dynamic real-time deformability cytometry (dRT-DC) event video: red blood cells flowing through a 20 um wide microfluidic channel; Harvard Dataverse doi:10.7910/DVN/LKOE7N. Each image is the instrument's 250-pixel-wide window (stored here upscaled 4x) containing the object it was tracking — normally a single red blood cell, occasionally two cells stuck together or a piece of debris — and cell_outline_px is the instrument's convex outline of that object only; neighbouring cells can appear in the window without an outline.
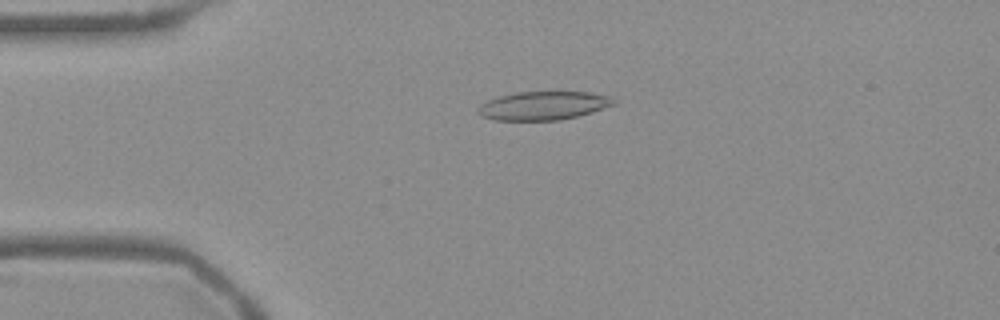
{"species": "Egyptian fruit bat (a non-hibernating species)", "species_latin": "Rousettus aegyptiacus", "temperature_condition": "warm", "stored_images_in_passage": 53, "camera_frame_rate_fps": 3000, "um_per_image_px": 0.085, "frame": {"image": 1, "passage_image": 12, "time_ms": 3.667, "image_size_px": [1000, 320], "cell_outline_px": [[616, 104], [580, 116], [560, 120], [492, 120], [480, 116], [476, 112], [476, 108], [480, 104], [488, 100], [500, 96], [516, 92], [588, 92], [608, 96], [616, 100]], "centroid_in_image_um": [46.15, 8.99], "position_along_channel_um": 38.8, "area_um2": 22.72}}
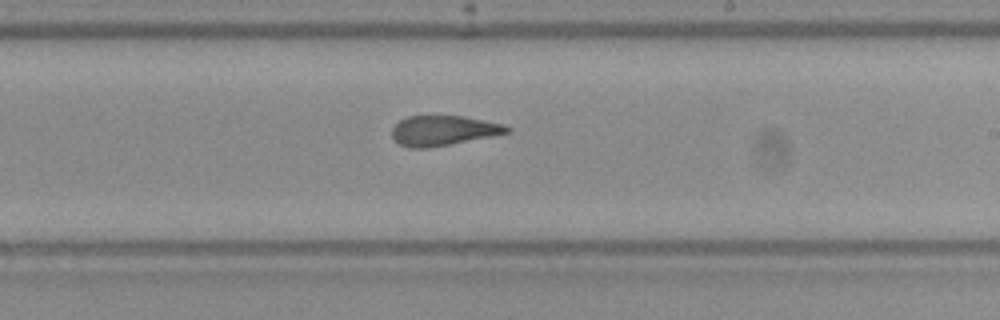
{"frame": {"image": 2, "passage_image": 31, "time_ms": 10.0, "image_size_px": [1000, 320], "cell_outline_px": [[512, 132], [452, 144], [428, 148], [408, 148], [400, 144], [392, 136], [392, 128], [400, 120], [408, 116], [464, 116], [504, 124], [512, 128]], "centroid_in_image_um": [37.72, 11.1], "position_along_channel_um": 251.3, "area_um2": 20.17}}
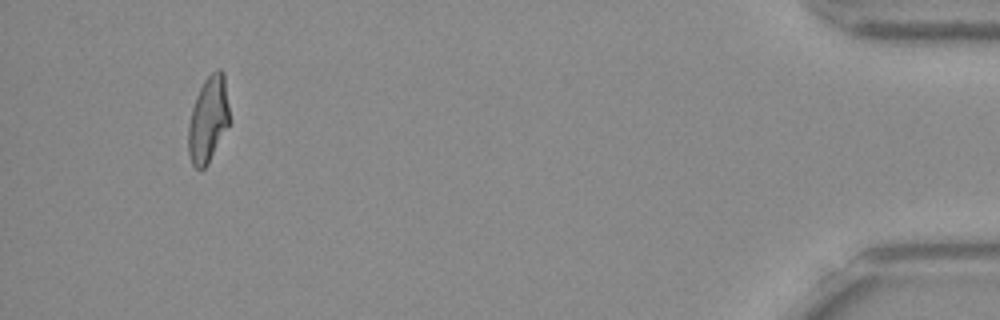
{"frame": {"image": 3, "passage_image": 50, "time_ms": 16.333, "image_size_px": [1000, 320], "cell_outline_px": [[228, 124], [208, 164], [200, 172], [192, 164], [188, 152], [188, 124], [192, 108], [196, 96], [204, 80], [216, 68], [220, 68], [224, 72], [228, 104]], "centroid_in_image_um": [17.67, 10.14], "position_along_channel_um": 417.5, "area_um2": 20.46}, "authors_computed_cell_mechanics": {"area_um2": 21.1548, "velocity_mm_per_s": 3.7925, "shape_relaxation_time_tau1_ms": null, "shape_relaxation_time_tau2_ms": 1.6988, "deformation_change_tau1": null, "deformation_change_tau2": 0.1015}}